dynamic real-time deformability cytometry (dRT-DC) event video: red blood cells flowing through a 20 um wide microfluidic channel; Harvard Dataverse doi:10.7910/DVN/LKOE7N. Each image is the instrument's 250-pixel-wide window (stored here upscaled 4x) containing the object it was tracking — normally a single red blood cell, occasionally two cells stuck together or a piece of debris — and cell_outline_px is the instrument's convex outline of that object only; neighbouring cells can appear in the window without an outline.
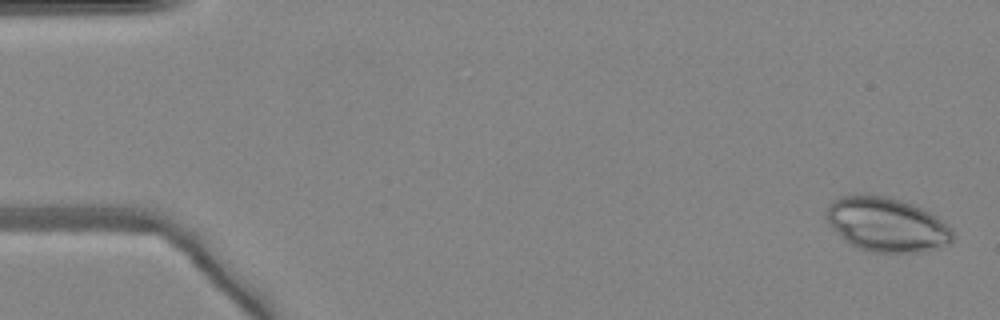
{"species": "common noctule bat (a hibernating species)", "species_latin": "Nyctalus noctula", "temperature_condition": "warm", "stored_images_in_passage": 49, "camera_frame_rate_fps": 3000, "um_per_image_px": 0.085, "animal": {"sex": "female", "body_mass_g": 24.6, "forearm_length_mm": 56.2}, "frame": {"image": 1, "passage_image": 2, "time_ms": 0.333, "image_size_px": [1000, 320], "cell_outline_px": [[952, 240], [948, 244], [940, 248], [924, 252], [872, 252], [848, 244], [828, 224], [828, 204], [832, 200], [840, 196], [864, 192], [868, 192], [888, 196], [912, 204], [936, 216], [948, 224], [952, 228]], "centroid_in_image_um": [75.35, 19.06], "position_along_channel_um": 9.6, "area_um2": 40.4}}
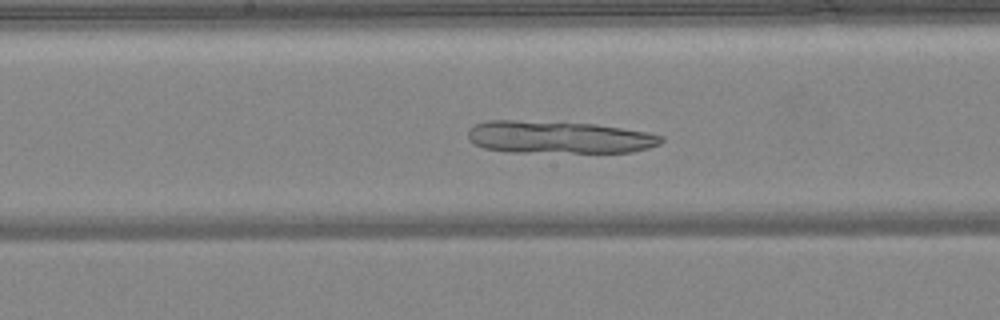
{"frame": {"image": 2, "passage_image": 26, "time_ms": 8.333, "image_size_px": [1000, 320], "cell_outline_px": [[664, 140], [660, 144], [648, 148], [632, 152], [512, 152], [484, 148], [468, 140], [468, 128], [476, 124], [488, 120], [512, 120], [596, 124], [648, 132], [664, 136]], "centroid_in_image_um": [47.51, 11.66], "position_along_channel_um": 200.7, "area_um2": 36.59}}
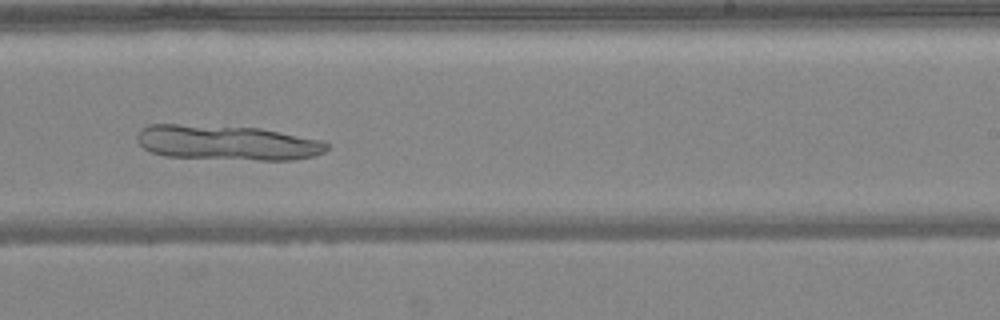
{"frame": {"image": 3, "passage_image": 31, "time_ms": 10.0, "image_size_px": [1000, 320], "cell_outline_px": [[328, 148], [324, 152], [316, 156], [292, 160], [260, 160], [164, 156], [152, 152], [144, 148], [136, 140], [136, 136], [140, 128], [148, 124], [176, 124], [260, 128], [320, 140], [328, 144]], "centroid_in_image_um": [19.27, 12.13], "position_along_channel_um": 269.7, "area_um2": 38.61}}